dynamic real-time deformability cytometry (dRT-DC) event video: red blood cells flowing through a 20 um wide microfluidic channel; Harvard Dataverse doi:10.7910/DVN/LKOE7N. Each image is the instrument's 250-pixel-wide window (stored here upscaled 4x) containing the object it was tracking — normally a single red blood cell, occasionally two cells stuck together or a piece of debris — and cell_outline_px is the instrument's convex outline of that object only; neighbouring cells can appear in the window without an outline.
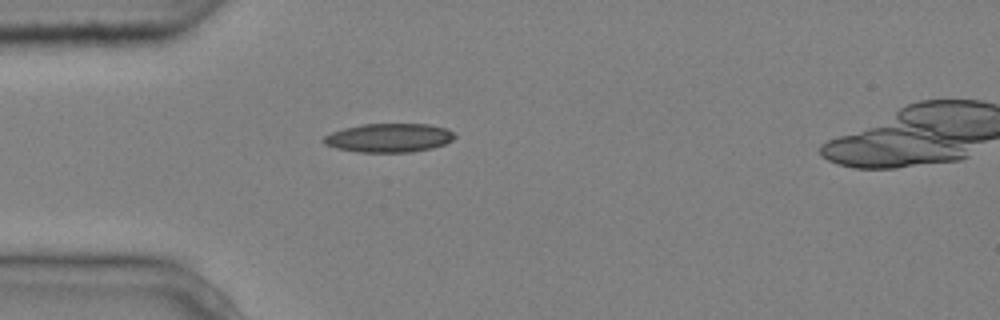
{"species": "common noctule bat (a hibernating species)", "species_latin": "Nyctalus noctula", "temperature_condition": "cold", "stored_images_in_passage": 3, "camera_frame_rate_fps": 3000, "um_per_image_px": 0.085, "animal": {"sex": "male", "body_mass_g": 20.4}, "frame": {"image": 1, "passage_image": 2, "time_ms": 0.333, "image_size_px": [1000, 320], "cell_outline_px": [[456, 136], [452, 140], [444, 144], [432, 148], [412, 152], [360, 152], [336, 148], [324, 144], [320, 140], [324, 136], [332, 132], [344, 128], [364, 124], [428, 124], [448, 128]], "centroid_in_image_um": [33.06, 11.71], "position_along_channel_um": 51.9, "area_um2": 22.02}}